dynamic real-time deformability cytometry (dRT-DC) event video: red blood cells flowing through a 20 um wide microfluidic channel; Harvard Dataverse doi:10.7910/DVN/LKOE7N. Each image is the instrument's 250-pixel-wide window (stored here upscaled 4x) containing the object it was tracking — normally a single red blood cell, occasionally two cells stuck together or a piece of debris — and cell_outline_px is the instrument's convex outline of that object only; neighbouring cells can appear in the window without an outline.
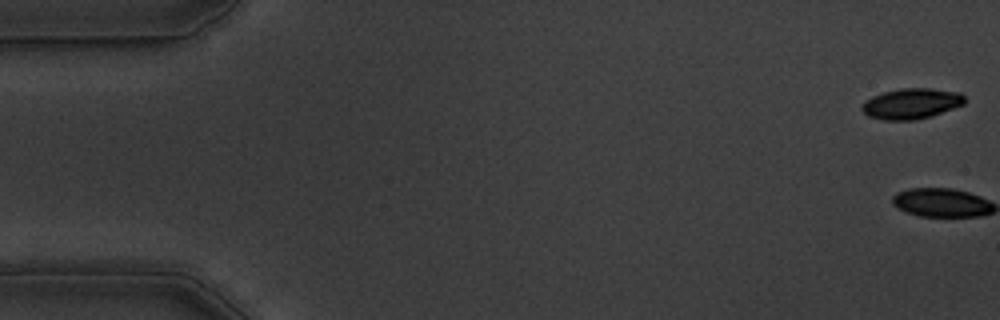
{"species": "common noctule bat (a hibernating species)", "species_latin": "Nyctalus noctula", "temperature_condition": "warm", "stored_images_in_passage": 2, "camera_frame_rate_fps": 3000, "um_per_image_px": 0.085, "animal": {"sex": "male", "body_mass_g": 19.5, "forearm_length_mm": 54.6}, "frame": {"image": 1, "passage_image": 1, "time_ms": 0.0, "image_size_px": [1000, 320], "cell_outline_px": [[964, 104], [932, 116], [916, 120], [884, 120], [868, 116], [860, 108], [864, 100], [872, 96], [884, 92], [900, 88], [932, 88], [960, 92], [964, 96]], "centroid_in_image_um": [77.45, 8.8], "position_along_channel_um": 7.5, "area_um2": 18.44}}